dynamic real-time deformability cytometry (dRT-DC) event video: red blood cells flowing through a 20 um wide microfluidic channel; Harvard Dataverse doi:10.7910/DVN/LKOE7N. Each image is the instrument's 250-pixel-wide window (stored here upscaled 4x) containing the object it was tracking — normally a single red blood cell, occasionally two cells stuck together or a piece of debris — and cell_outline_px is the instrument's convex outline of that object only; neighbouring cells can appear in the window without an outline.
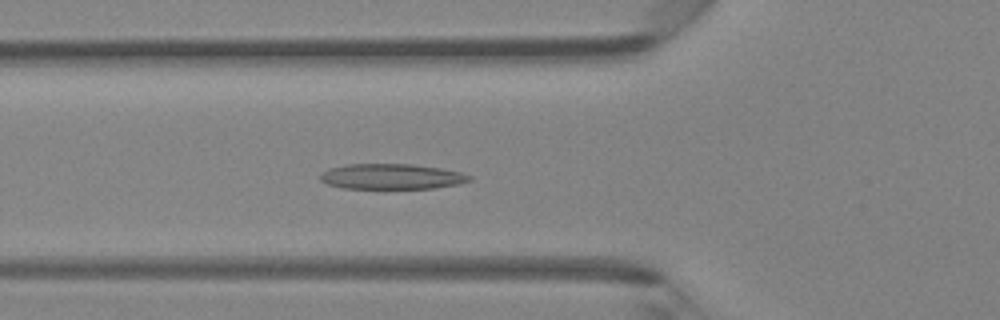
{"species": "Egyptian fruit bat (a non-hibernating species)", "species_latin": "Rousettus aegyptiacus", "temperature_condition": "room temperature", "stored_images_in_passage": 46, "camera_frame_rate_fps": 3000, "um_per_image_px": 0.085, "animal": {"sex": "female"}, "frame": {"image": 1, "passage_image": 16, "time_ms": 5.0, "image_size_px": [1000, 320], "cell_outline_px": [[472, 180], [460, 184], [432, 188], [344, 188], [328, 184], [320, 180], [320, 172], [328, 168], [348, 164], [412, 164], [440, 168], [460, 172], [472, 176]], "centroid_in_image_um": [33.28, 15.0], "position_along_channel_um": 92.5, "area_um2": 22.08}}
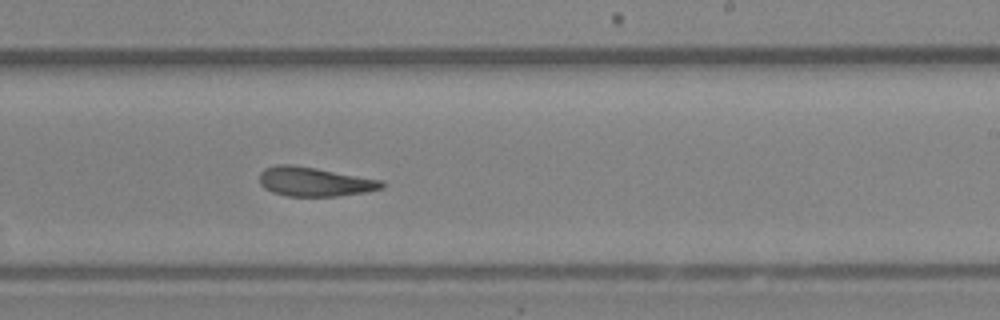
{"frame": {"image": 2, "passage_image": 28, "time_ms": 9.0, "image_size_px": [1000, 320], "cell_outline_px": [[384, 188], [364, 192], [340, 196], [288, 196], [272, 192], [264, 188], [260, 184], [260, 172], [264, 168], [276, 164], [292, 164], [316, 168], [384, 180]], "centroid_in_image_um": [26.73, 15.44], "position_along_channel_um": 262.3, "area_um2": 20.98}}
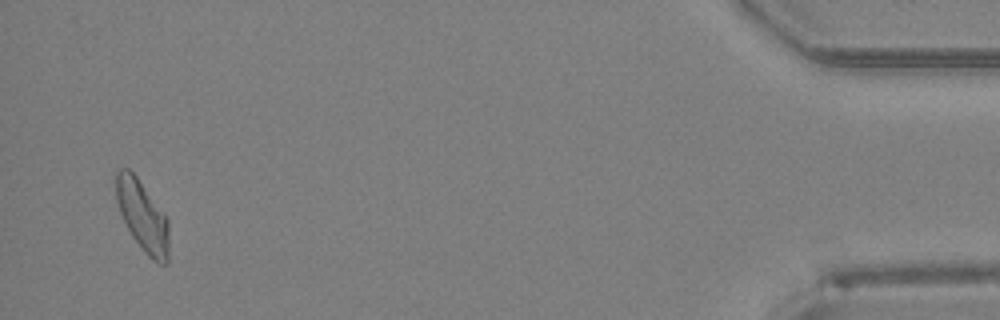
{"frame": {"image": 3, "passage_image": 45, "time_ms": 14.667, "image_size_px": [1000, 320], "cell_outline_px": [[168, 264], [160, 264], [152, 260], [144, 252], [132, 236], [120, 212], [116, 200], [116, 172], [120, 168], [128, 168], [136, 176], [168, 220]], "centroid_in_image_um": [12.11, 18.38], "position_along_channel_um": 423.1, "area_um2": 21.39}, "authors_computed_cell_mechanics": {"area_um2": 21.7906, "velocity_mm_per_s": 4.2569, "shape_relaxation_time_tau1_ms": 4.546, "shape_relaxation_time_tau2_ms": 2.6777, "deformation_change_tau1": 0.1687, "deformation_change_tau2": 0.108}}